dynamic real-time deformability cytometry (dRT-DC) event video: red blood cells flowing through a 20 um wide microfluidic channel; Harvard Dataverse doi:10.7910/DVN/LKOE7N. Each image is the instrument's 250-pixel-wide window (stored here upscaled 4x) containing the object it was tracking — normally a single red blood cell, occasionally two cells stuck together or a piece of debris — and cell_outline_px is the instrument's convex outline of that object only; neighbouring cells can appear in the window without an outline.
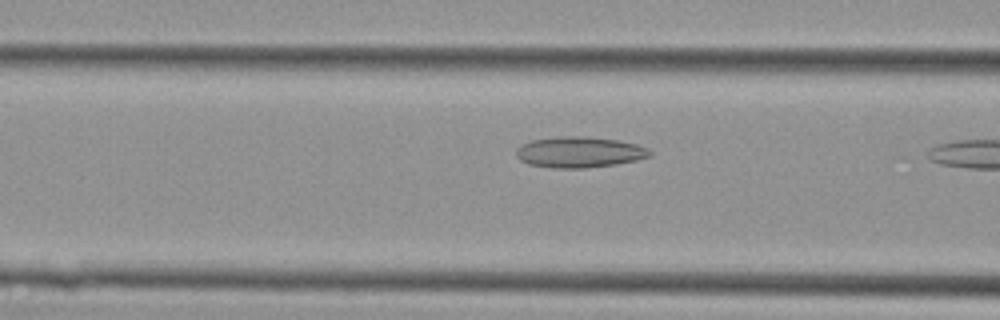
{"species": "Egyptian fruit bat (a non-hibernating species)", "species_latin": "Rousettus aegyptiacus", "temperature_condition": "cold", "stored_images_in_passage": 10, "camera_frame_rate_fps": 3000, "um_per_image_px": 0.085, "animal": {"sex": "female"}, "frame": {"image": 1, "passage_image": 9, "time_ms": 2.667, "image_size_px": [1000, 320], "cell_outline_px": [[652, 156], [636, 160], [616, 164], [584, 168], [552, 168], [528, 164], [520, 160], [516, 156], [516, 148], [520, 144], [532, 140], [560, 136], [584, 136], [616, 140], [636, 144], [648, 148], [652, 152]], "centroid_in_image_um": [49.22, 12.93], "position_along_channel_um": 117.4, "area_um2": 24.16}}